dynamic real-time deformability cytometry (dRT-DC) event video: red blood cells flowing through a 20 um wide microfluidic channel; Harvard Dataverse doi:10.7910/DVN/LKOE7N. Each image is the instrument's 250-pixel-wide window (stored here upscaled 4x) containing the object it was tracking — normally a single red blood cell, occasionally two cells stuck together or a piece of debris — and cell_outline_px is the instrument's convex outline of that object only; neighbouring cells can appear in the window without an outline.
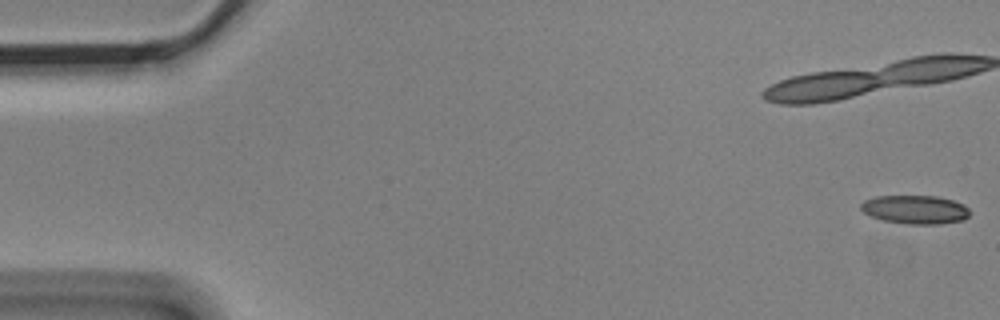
{"species": "Egyptian fruit bat (a non-hibernating species)", "species_latin": "Rousettus aegyptiacus", "temperature_condition": "cold", "stored_images_in_passage": 10, "camera_frame_rate_fps": 3000, "um_per_image_px": 0.085, "animal": {"sex": "male"}, "frame": {"image": 1, "passage_image": 1, "time_ms": 0.0, "image_size_px": [1000, 320], "cell_outline_px": [[968, 216], [964, 220], [940, 224], [908, 224], [884, 220], [872, 216], [864, 212], [860, 208], [860, 204], [864, 200], [876, 196], [936, 196], [952, 200], [964, 204], [968, 208]], "centroid_in_image_um": [77.79, 17.81], "position_along_channel_um": 7.2, "area_um2": 18.09}}
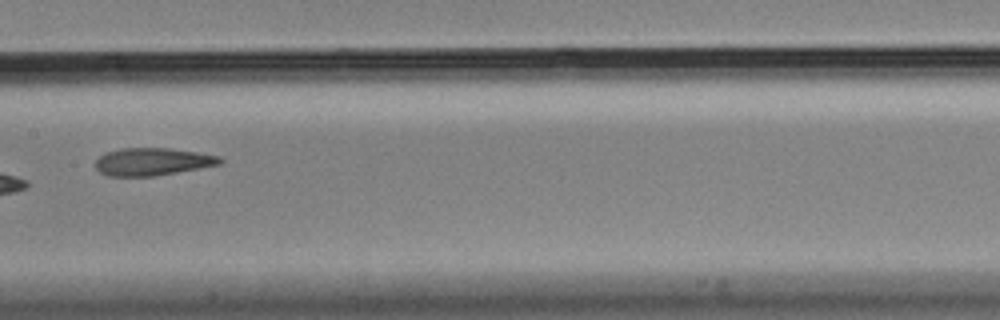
{"frame": {"image": 2, "passage_image": 9, "time_ms": 2.667, "image_size_px": [1000, 320], "cell_outline_px": [[224, 160], [220, 164], [200, 168], [156, 176], [108, 176], [100, 172], [96, 168], [96, 160], [104, 152], [124, 148], [168, 148], [196, 152], [220, 156]], "centroid_in_image_um": [12.96, 13.74], "position_along_channel_um": 194.4, "area_um2": 20.0}}
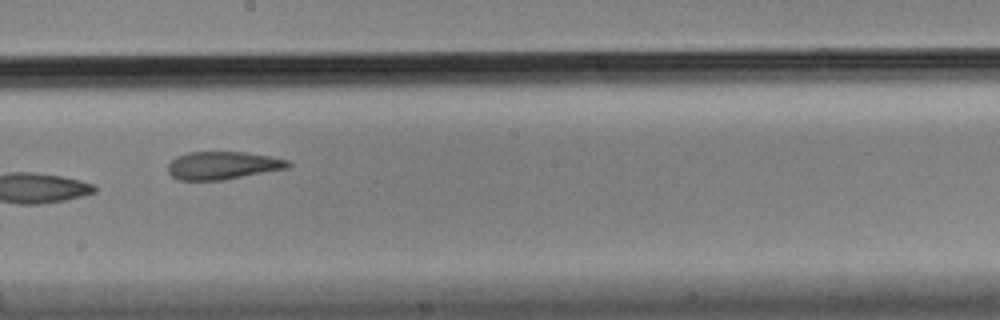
{"frame": {"image": 3, "passage_image": 10, "time_ms": 3.0, "image_size_px": [1000, 320], "cell_outline_px": [[292, 164], [288, 168], [224, 180], [180, 180], [172, 176], [168, 172], [168, 164], [176, 156], [188, 152], [244, 152], [268, 156], [288, 160]], "centroid_in_image_um": [18.92, 14.06], "position_along_channel_um": 229.3, "area_um2": 19.48}}